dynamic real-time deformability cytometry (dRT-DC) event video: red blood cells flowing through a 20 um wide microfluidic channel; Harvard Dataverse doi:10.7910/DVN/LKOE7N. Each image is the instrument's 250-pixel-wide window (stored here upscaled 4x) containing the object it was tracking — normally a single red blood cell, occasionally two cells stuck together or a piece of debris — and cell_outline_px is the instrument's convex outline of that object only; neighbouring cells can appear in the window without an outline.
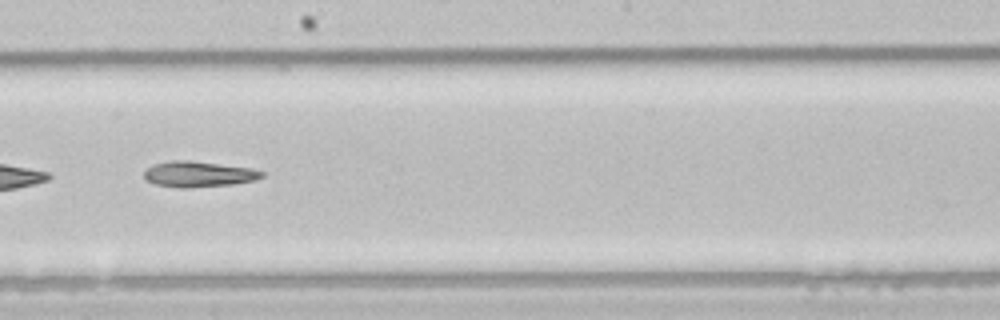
{"species": "common noctule bat (a hibernating species)", "species_latin": "Nyctalus noctula", "temperature_condition": "room temperature", "stored_images_in_passage": 18, "camera_frame_rate_fps": 3000, "um_per_image_px": 0.085, "animal": {"sex": "male", "body_mass_g": 21.5, "forearm_length_mm": 52.0}, "frame": {"image": 1, "passage_image": 13, "time_ms": 4.0, "image_size_px": [1000, 320], "cell_outline_px": [[264, 176], [256, 180], [232, 184], [188, 188], [180, 188], [156, 184], [144, 180], [144, 172], [152, 164], [172, 160], [188, 160], [252, 168], [264, 172]], "centroid_in_image_um": [16.86, 14.8], "position_along_channel_um": 231.3, "area_um2": 17.69}}
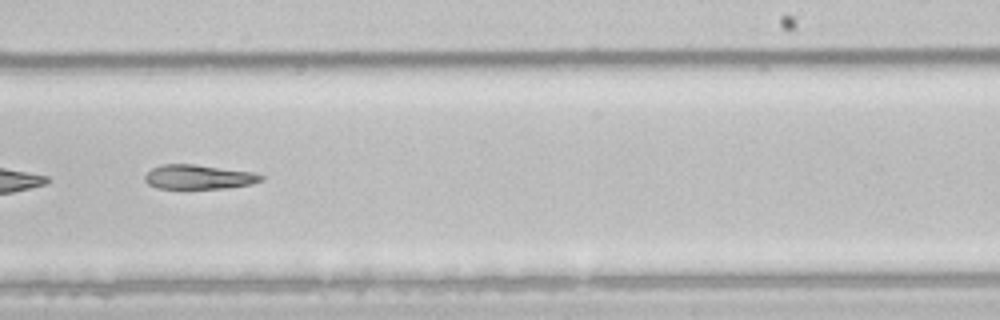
{"frame": {"image": 2, "passage_image": 16, "time_ms": 5.0, "image_size_px": [1000, 320], "cell_outline_px": [[264, 180], [252, 184], [228, 188], [184, 192], [156, 188], [148, 184], [144, 180], [144, 176], [152, 168], [160, 164], [196, 164], [252, 172], [264, 176]], "centroid_in_image_um": [16.84, 15.1], "position_along_channel_um": 272.2, "area_um2": 17.63}}